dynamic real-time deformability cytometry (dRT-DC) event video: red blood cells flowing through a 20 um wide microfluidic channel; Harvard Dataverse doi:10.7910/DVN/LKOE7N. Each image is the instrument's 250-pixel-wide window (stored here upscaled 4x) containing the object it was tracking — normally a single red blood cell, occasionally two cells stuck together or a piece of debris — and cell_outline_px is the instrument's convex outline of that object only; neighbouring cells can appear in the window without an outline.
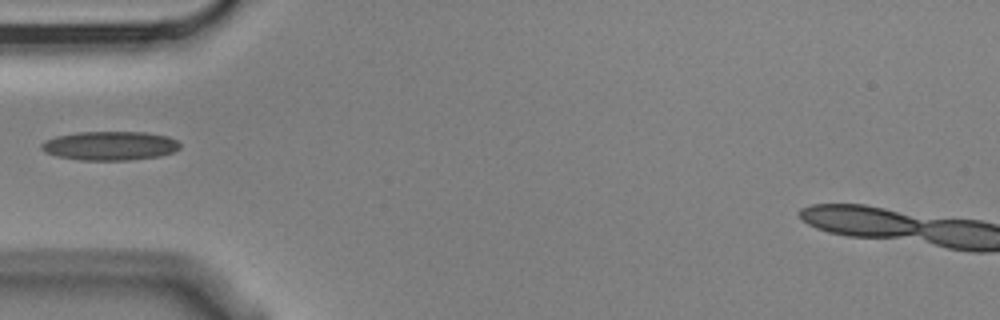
{"species": "Egyptian fruit bat (a non-hibernating species)", "species_latin": "Rousettus aegyptiacus", "temperature_condition": "cold", "stored_images_in_passage": 1, "camera_frame_rate_fps": 3000, "um_per_image_px": 0.085, "animal": {"sex": "male"}, "frame": {"image": 1, "passage_image": 1, "time_ms": 0.0, "image_size_px": [1000, 320], "cell_outline_px": [[180, 148], [172, 152], [160, 156], [128, 160], [80, 160], [56, 156], [44, 152], [40, 148], [40, 144], [44, 140], [56, 136], [76, 132], [144, 132], [168, 136], [176, 140], [180, 144]], "centroid_in_image_um": [9.3, 12.39], "position_along_channel_um": 75.7, "area_um2": 23.52}}